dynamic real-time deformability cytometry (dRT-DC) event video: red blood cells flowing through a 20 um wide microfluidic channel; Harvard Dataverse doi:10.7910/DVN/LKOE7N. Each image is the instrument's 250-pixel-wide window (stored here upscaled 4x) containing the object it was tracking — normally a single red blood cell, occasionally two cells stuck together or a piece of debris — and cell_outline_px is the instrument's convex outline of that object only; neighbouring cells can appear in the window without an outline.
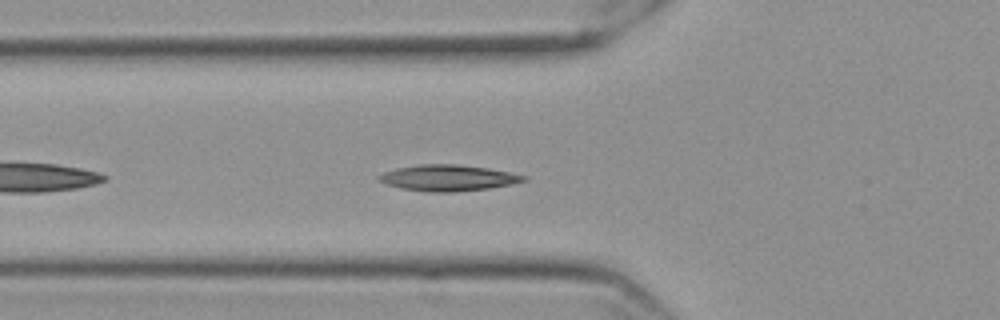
{"species": "Egyptian fruit bat (a non-hibernating species)", "species_latin": "Rousettus aegyptiacus", "temperature_condition": "cold", "stored_images_in_passage": 43, "camera_frame_rate_fps": 3000, "um_per_image_px": 0.085, "frame": {"image": 1, "passage_image": 6, "time_ms": 1.667, "image_size_px": [1000, 320], "cell_outline_px": [[528, 180], [512, 184], [488, 188], [452, 192], [428, 192], [400, 188], [384, 184], [376, 180], [376, 176], [384, 172], [396, 168], [420, 164], [456, 164], [488, 168], [528, 176]], "centroid_in_image_um": [38.04, 15.12], "position_along_channel_um": 87.8, "area_um2": 22.14}}
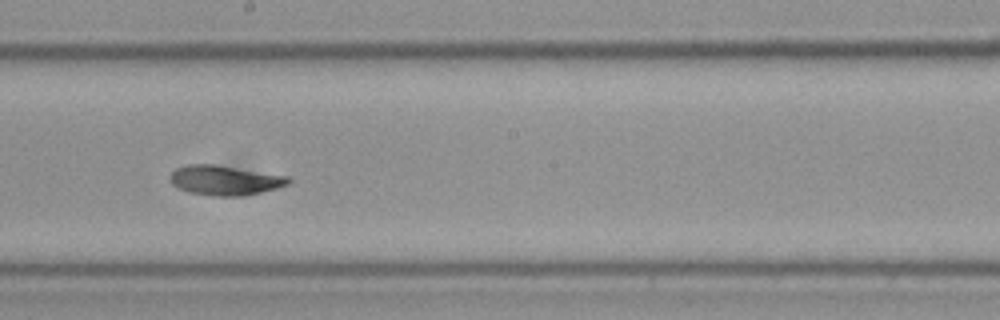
{"frame": {"image": 2, "passage_image": 18, "time_ms": 5.667, "image_size_px": [1000, 320], "cell_outline_px": [[292, 180], [288, 184], [276, 188], [260, 192], [240, 196], [212, 196], [188, 192], [172, 184], [168, 180], [168, 176], [176, 168], [188, 164], [216, 164], [288, 176]], "centroid_in_image_um": [19.08, 15.31], "position_along_channel_um": 229.1, "area_um2": 20.58}}
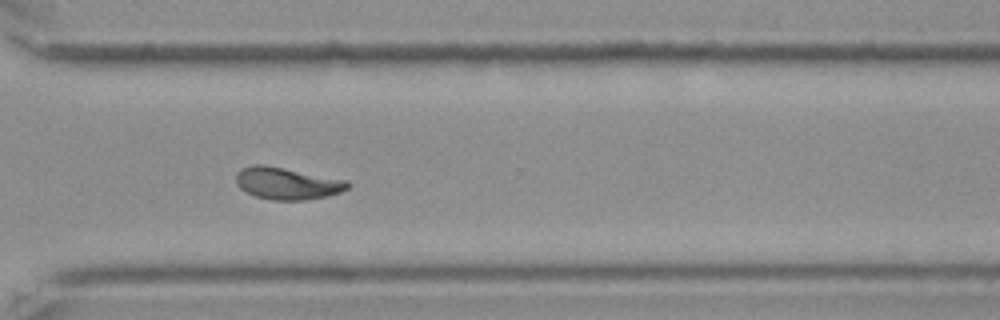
{"frame": {"image": 3, "passage_image": 28, "time_ms": 9.0, "image_size_px": [1000, 320], "cell_outline_px": [[352, 184], [348, 188], [340, 192], [324, 196], [304, 200], [272, 200], [256, 196], [240, 188], [236, 184], [236, 172], [240, 168], [252, 164], [264, 164], [348, 180]], "centroid_in_image_um": [24.39, 15.57], "position_along_channel_um": 346.2, "area_um2": 20.92}, "authors_computed_cell_mechanics": {"area_um2": 20.1144, "velocity_mm_per_s": 3.5192, "shape_relaxation_time_tau1_ms": 7.4545, "shape_relaxation_time_tau2_ms": 3.437, "deformation_change_tau1": 0.184, "deformation_change_tau2": 0.0878}}